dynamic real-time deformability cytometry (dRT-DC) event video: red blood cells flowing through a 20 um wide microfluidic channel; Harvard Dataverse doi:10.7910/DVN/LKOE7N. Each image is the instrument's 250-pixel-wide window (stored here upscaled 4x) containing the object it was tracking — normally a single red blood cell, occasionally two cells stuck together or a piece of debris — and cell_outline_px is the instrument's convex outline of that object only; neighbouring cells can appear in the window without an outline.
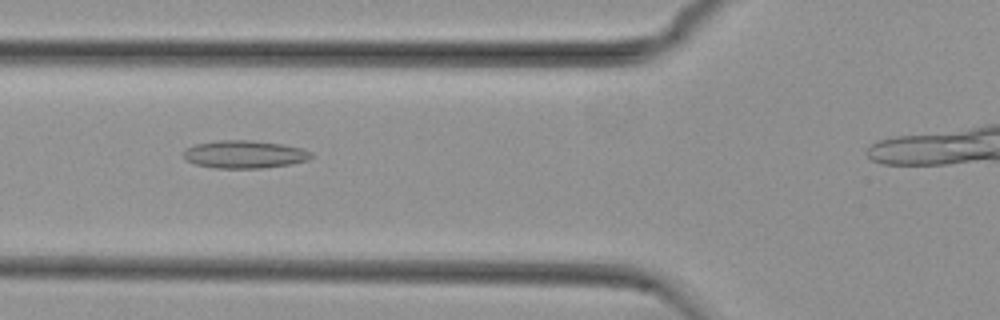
{"species": "common noctule bat (a hibernating species)", "species_latin": "Nyctalus noctula", "temperature_condition": "cold", "stored_images_in_passage": 28, "camera_frame_rate_fps": 3000, "um_per_image_px": 0.085, "animal": {"sex": "female", "body_mass_g": 29.2, "forearm_length_mm": 56.3}, "frame": {"image": 1, "passage_image": 6, "time_ms": 1.667, "image_size_px": [1000, 320], "cell_outline_px": [[312, 156], [308, 160], [292, 164], [264, 168], [216, 168], [196, 164], [188, 160], [184, 156], [184, 148], [196, 144], [216, 140], [252, 140], [284, 144], [300, 148], [312, 152]], "centroid_in_image_um": [20.8, 13.11], "position_along_channel_um": 105.0, "area_um2": 20.75}}
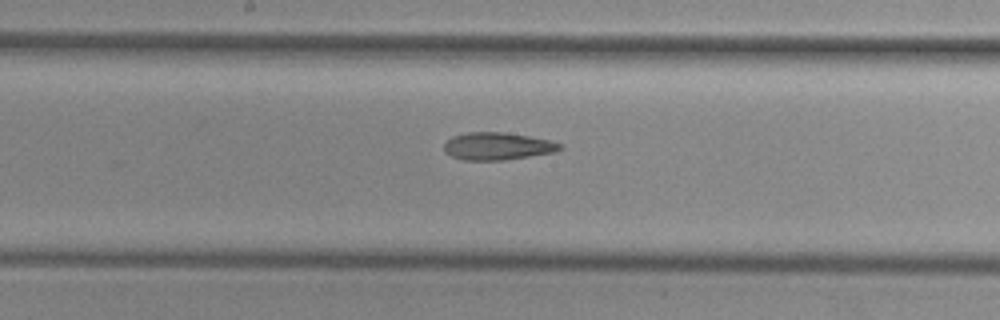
{"frame": {"image": 2, "passage_image": 14, "time_ms": 4.333, "image_size_px": [1000, 320], "cell_outline_px": [[564, 148], [556, 152], [504, 160], [464, 160], [452, 156], [444, 152], [444, 144], [452, 136], [468, 132], [504, 132], [528, 136], [548, 140], [564, 144]], "centroid_in_image_um": [42.31, 12.43], "position_along_channel_um": 205.9, "area_um2": 18.61}}
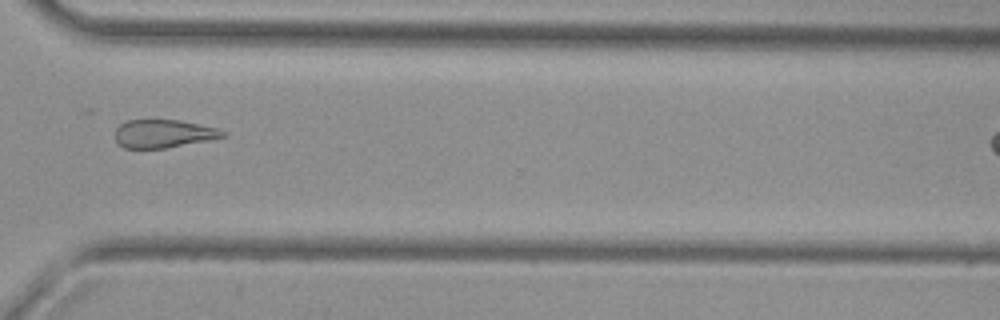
{"frame": {"image": 3, "passage_image": 26, "time_ms": 8.333, "image_size_px": [1000, 320], "cell_outline_px": [[228, 132], [224, 136], [212, 140], [164, 148], [124, 148], [116, 140], [116, 128], [120, 124], [128, 120], [180, 120], [216, 128]], "centroid_in_image_um": [13.92, 11.36], "position_along_channel_um": 356.7, "area_um2": 17.57}, "authors_computed_cell_mechanics": {"area_um2": 18.6116, "velocity_mm_per_s": 3.7691, "shape_relaxation_time_tau1_ms": null, "shape_relaxation_time_tau2_ms": 4.4847, "deformation_change_tau1": null, "deformation_change_tau2": 0.1406}}